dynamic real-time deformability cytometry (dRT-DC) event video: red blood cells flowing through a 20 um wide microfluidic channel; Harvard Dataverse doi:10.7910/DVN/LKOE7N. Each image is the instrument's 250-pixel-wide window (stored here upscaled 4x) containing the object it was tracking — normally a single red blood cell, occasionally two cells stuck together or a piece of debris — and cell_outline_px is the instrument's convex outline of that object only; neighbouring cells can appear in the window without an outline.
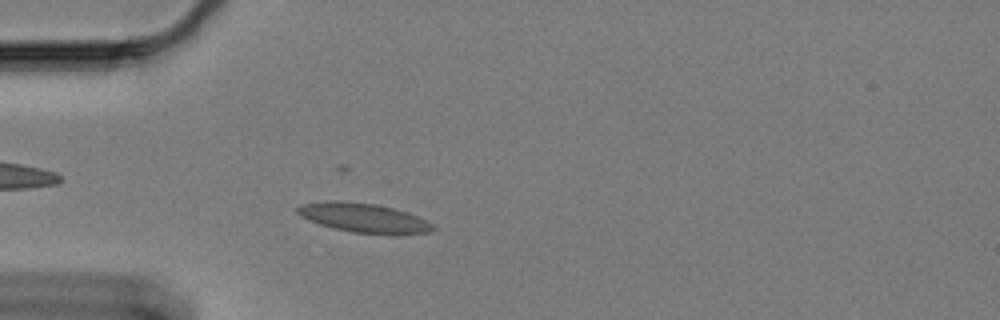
{"species": "Egyptian fruit bat (a non-hibernating species)", "species_latin": "Rousettus aegyptiacus", "temperature_condition": "cold", "stored_images_in_passage": 59, "camera_frame_rate_fps": 3000, "um_per_image_px": 0.085, "animal": {"sex": "female"}, "frame": {"image": 1, "passage_image": 16, "time_ms": 5.0, "image_size_px": [1000, 320], "cell_outline_px": [[440, 228], [428, 232], [400, 236], [392, 236], [352, 232], [332, 228], [308, 220], [300, 216], [296, 212], [296, 208], [300, 204], [328, 200], [340, 200], [376, 204], [408, 212], [436, 224]], "centroid_in_image_um": [30.99, 18.54], "position_along_channel_um": 54.0, "area_um2": 23.99}}
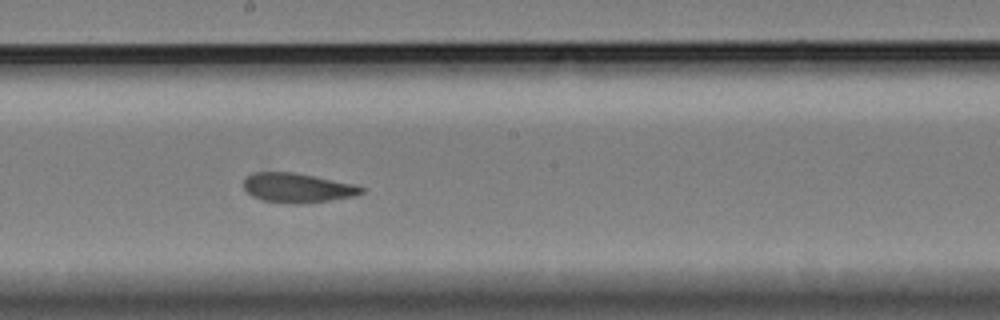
{"frame": {"image": 2, "passage_image": 32, "time_ms": 10.333, "image_size_px": [1000, 320], "cell_outline_px": [[364, 192], [356, 196], [300, 204], [288, 204], [260, 200], [252, 196], [244, 188], [244, 180], [248, 176], [256, 172], [292, 172], [356, 184], [364, 188]], "centroid_in_image_um": [25.29, 15.98], "position_along_channel_um": 222.9, "area_um2": 20.23}}
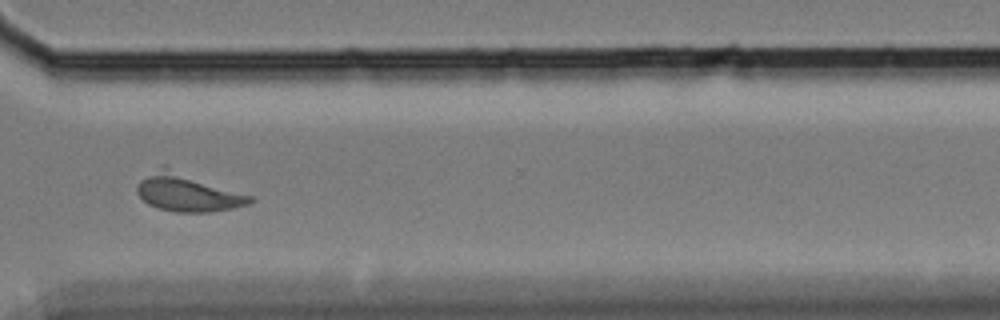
{"frame": {"image": 3, "passage_image": 44, "time_ms": 14.333, "image_size_px": [1000, 320], "cell_outline_px": [[256, 200], [248, 204], [232, 208], [208, 212], [176, 212], [156, 208], [148, 204], [136, 192], [136, 188], [140, 180], [148, 176], [172, 176], [252, 196]], "centroid_in_image_um": [15.98, 16.61], "position_along_channel_um": 354.6, "area_um2": 20.98}}